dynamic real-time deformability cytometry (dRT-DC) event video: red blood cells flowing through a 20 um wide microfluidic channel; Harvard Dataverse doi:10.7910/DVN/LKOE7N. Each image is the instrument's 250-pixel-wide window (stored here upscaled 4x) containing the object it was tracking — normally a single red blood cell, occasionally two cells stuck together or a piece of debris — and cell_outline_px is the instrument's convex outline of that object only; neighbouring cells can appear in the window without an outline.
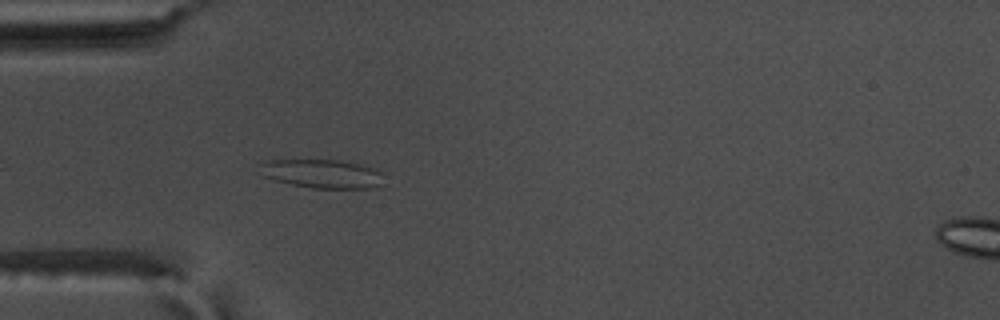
{"species": "common noctule bat (a hibernating species)", "species_latin": "Nyctalus noctula", "temperature_condition": "warm", "stored_images_in_passage": 43, "camera_frame_rate_fps": 3000, "um_per_image_px": 0.085, "animal": {"sex": "male", "body_mass_g": 17.5, "forearm_length_mm": 52.3}, "frame": {"image": 1, "passage_image": 4, "time_ms": 1.0, "image_size_px": [1000, 320], "cell_outline_px": [[380, 184], [372, 188], [312, 188], [292, 184], [276, 180], [264, 176], [256, 160], [340, 160], [376, 168], [380, 172]], "centroid_in_image_um": [27.31, 14.75], "position_along_channel_um": 57.7, "area_um2": 20.63}}
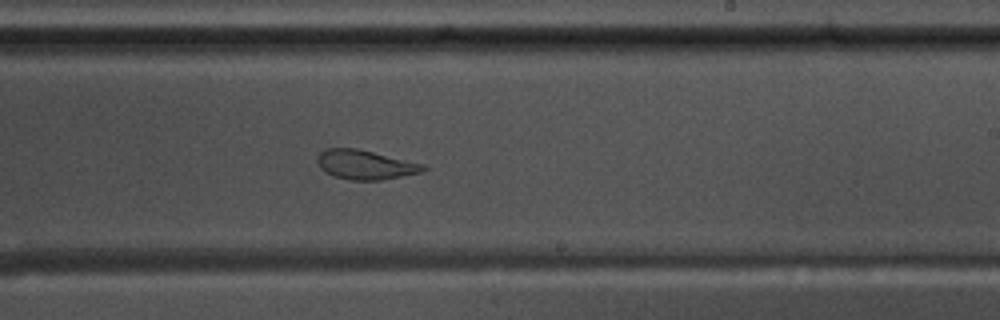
{"frame": {"image": 2, "passage_image": 21, "time_ms": 6.667, "image_size_px": [1000, 320], "cell_outline_px": [[428, 168], [420, 172], [380, 180], [352, 180], [332, 176], [324, 172], [320, 168], [316, 160], [316, 156], [324, 148], [356, 148], [424, 164]], "centroid_in_image_um": [30.98, 13.99], "position_along_channel_um": 258.0, "area_um2": 18.09}}
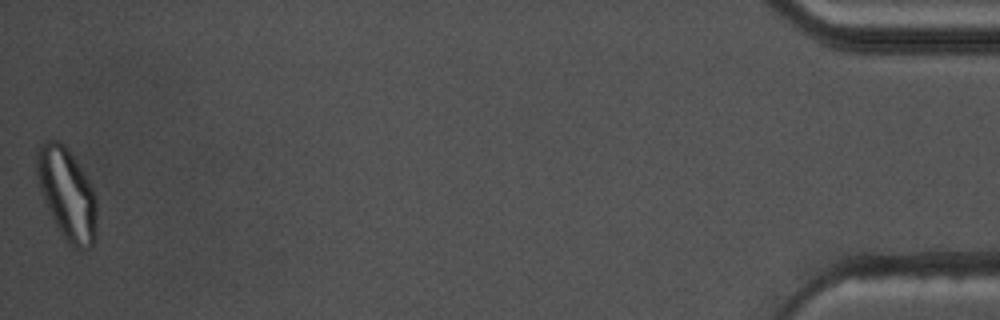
{"frame": {"image": 3, "passage_image": 43, "time_ms": 14.0, "image_size_px": [1000, 320], "cell_outline_px": [[96, 236], [92, 244], [88, 248], [76, 248], [64, 236], [56, 224], [48, 208], [40, 188], [36, 172], [36, 148], [44, 140], [52, 136], [60, 140], [64, 144], [88, 180], [92, 188], [96, 200]], "centroid_in_image_um": [5.67, 16.38], "position_along_channel_um": 429.5, "area_um2": 31.56}, "authors_computed_cell_mechanics": {"area_um2": 20.0566, "velocity_mm_per_s": 3.6313, "shape_relaxation_time_tau1_ms": null, "shape_relaxation_time_tau2_ms": 2.1551, "deformation_change_tau1": null, "deformation_change_tau2": 0.0934}}